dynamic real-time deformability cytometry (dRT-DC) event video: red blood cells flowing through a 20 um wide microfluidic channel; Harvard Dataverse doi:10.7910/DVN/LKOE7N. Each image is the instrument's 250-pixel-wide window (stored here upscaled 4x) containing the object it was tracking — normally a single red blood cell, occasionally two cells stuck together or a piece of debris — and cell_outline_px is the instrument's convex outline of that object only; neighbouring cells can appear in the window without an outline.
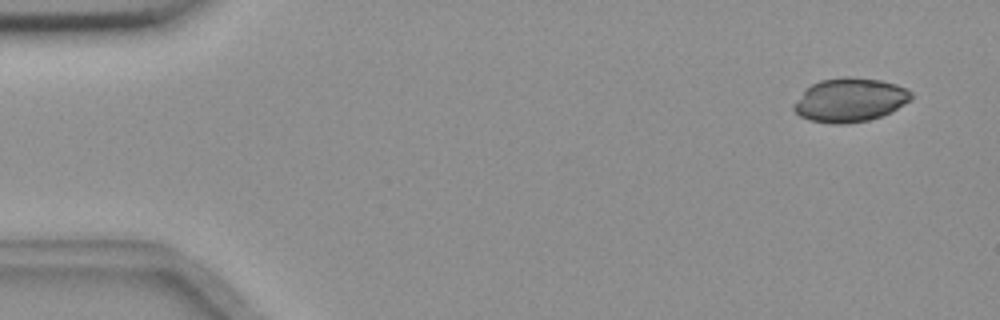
{"species": "common noctule bat (a hibernating species)", "species_latin": "Nyctalus noctula", "temperature_condition": "room temperature", "stored_images_in_passage": 5, "camera_frame_rate_fps": 3000, "um_per_image_px": 0.085, "animal": {"sex": "female", "body_mass_g": 18.4}, "frame": {"image": 1, "passage_image": 1, "time_ms": 0.0, "image_size_px": [1000, 320], "cell_outline_px": [[912, 100], [892, 112], [868, 120], [844, 124], [832, 124], [808, 120], [800, 116], [792, 108], [792, 104], [812, 84], [820, 80], [880, 80], [896, 84], [908, 88], [912, 92]], "centroid_in_image_um": [72.27, 8.56], "position_along_channel_um": 12.7, "area_um2": 29.25}}